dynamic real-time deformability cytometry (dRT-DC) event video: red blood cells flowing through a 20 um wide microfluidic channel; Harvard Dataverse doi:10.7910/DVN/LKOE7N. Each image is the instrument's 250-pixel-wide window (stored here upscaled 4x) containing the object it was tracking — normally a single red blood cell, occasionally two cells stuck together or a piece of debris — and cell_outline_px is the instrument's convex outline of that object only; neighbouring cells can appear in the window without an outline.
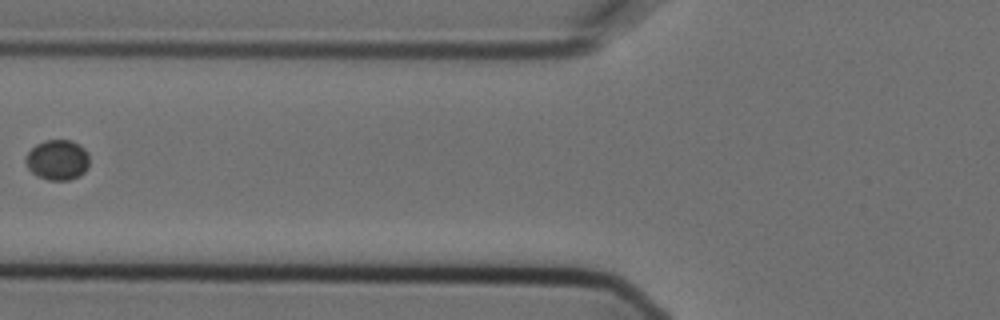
{"species": "Egyptian fruit bat (a non-hibernating species)", "species_latin": "Rousettus aegyptiacus", "temperature_condition": "cold", "stored_images_in_passage": 3, "camera_frame_rate_fps": 3000, "um_per_image_px": 0.085, "animal": {"sex": "female"}, "frame": {"image": 1, "passage_image": 2, "time_ms": 0.333, "image_size_px": [1000, 320], "cell_outline_px": [[88, 168], [80, 176], [68, 180], [48, 180], [36, 176], [28, 168], [24, 160], [24, 156], [36, 144], [44, 140], [72, 140], [80, 144], [88, 152]], "centroid_in_image_um": [4.88, 13.59], "position_along_channel_um": 120.9, "area_um2": 15.2}}
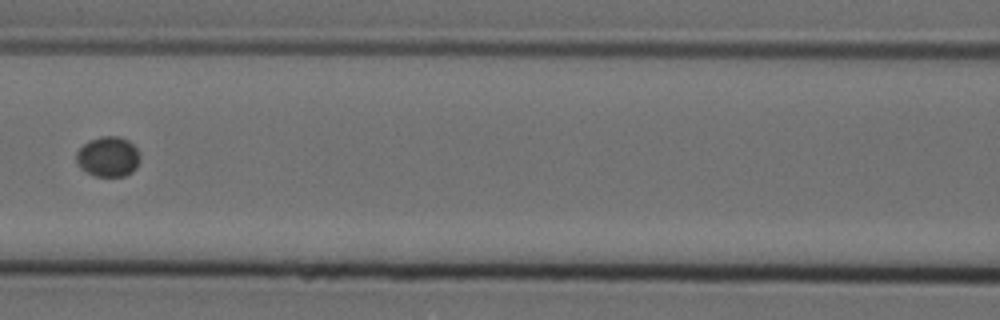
{"frame": {"image": 2, "passage_image": 3, "time_ms": 0.667, "image_size_px": [1000, 320], "cell_outline_px": [[140, 156], [136, 168], [132, 172], [124, 176], [92, 176], [80, 168], [76, 160], [76, 152], [84, 144], [100, 136], [120, 136], [128, 140], [136, 148]], "centroid_in_image_um": [9.18, 13.33], "position_along_channel_um": 157.4, "area_um2": 14.91}}